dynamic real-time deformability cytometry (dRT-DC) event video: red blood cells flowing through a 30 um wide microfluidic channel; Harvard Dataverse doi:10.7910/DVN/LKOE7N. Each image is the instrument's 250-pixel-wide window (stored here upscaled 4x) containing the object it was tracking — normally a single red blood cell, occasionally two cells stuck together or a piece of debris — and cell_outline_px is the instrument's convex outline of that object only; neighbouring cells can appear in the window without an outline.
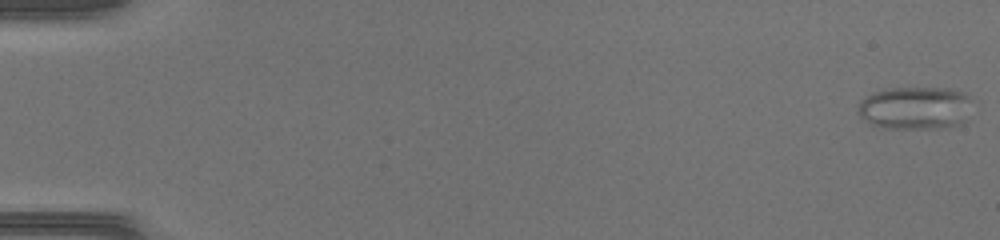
{"species": "common noctule bat (a hibernating species)", "species_latin": "Nyctalus noctula", "temperature_condition": "warm", "stored_images_in_passage": 14, "camera_frame_rate_fps": 3000, "um_per_image_px": 0.085, "animal": {"sex": "female", "body_mass_g": 17.0, "forearm_length_mm": 48.0}, "frame": {"image": 1, "passage_image": 1, "time_ms": 0.0, "image_size_px": [1000, 240], "cell_outline_px": [[972, 100], [968, 120], [960, 124], [936, 128], [884, 128], [872, 124], [860, 116], [856, 112], [860, 100], [872, 92], [888, 88], [948, 88], [964, 92]], "centroid_in_image_um": [77.81, 9.17], "position_along_channel_um": 7.2, "area_um2": 28.9}}
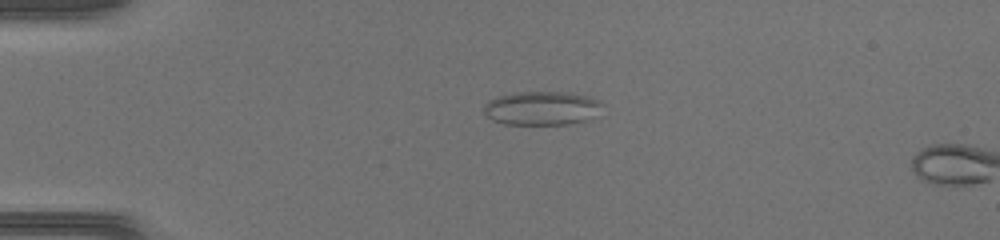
{"frame": {"image": 2, "passage_image": 12, "time_ms": 3.667, "image_size_px": [1000, 240], "cell_outline_px": [[604, 104], [584, 120], [568, 124], [504, 124], [492, 120], [484, 112], [484, 104], [488, 100], [496, 96], [520, 92], [564, 92], [588, 96], [600, 100]], "centroid_in_image_um": [45.98, 9.18], "position_along_channel_um": 39.0, "area_um2": 23.0}}